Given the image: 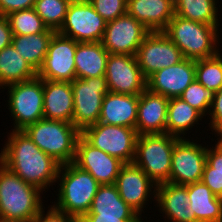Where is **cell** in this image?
<instances>
[{
    "mask_svg": "<svg viewBox=\"0 0 222 222\" xmlns=\"http://www.w3.org/2000/svg\"><path fill=\"white\" fill-rule=\"evenodd\" d=\"M73 163L89 172L100 184H115L124 163L104 151L93 147L82 136L78 138Z\"/></svg>",
    "mask_w": 222,
    "mask_h": 222,
    "instance_id": "e0dca14e",
    "label": "cell"
},
{
    "mask_svg": "<svg viewBox=\"0 0 222 222\" xmlns=\"http://www.w3.org/2000/svg\"><path fill=\"white\" fill-rule=\"evenodd\" d=\"M81 136L93 147L121 160L133 163L137 132L134 128L96 123L81 131Z\"/></svg>",
    "mask_w": 222,
    "mask_h": 222,
    "instance_id": "ba28073f",
    "label": "cell"
},
{
    "mask_svg": "<svg viewBox=\"0 0 222 222\" xmlns=\"http://www.w3.org/2000/svg\"><path fill=\"white\" fill-rule=\"evenodd\" d=\"M195 79L206 89L216 92L222 88V54L195 60Z\"/></svg>",
    "mask_w": 222,
    "mask_h": 222,
    "instance_id": "1f68e13d",
    "label": "cell"
},
{
    "mask_svg": "<svg viewBox=\"0 0 222 222\" xmlns=\"http://www.w3.org/2000/svg\"><path fill=\"white\" fill-rule=\"evenodd\" d=\"M139 95L108 92L104 95L98 123L134 128Z\"/></svg>",
    "mask_w": 222,
    "mask_h": 222,
    "instance_id": "603a6c76",
    "label": "cell"
},
{
    "mask_svg": "<svg viewBox=\"0 0 222 222\" xmlns=\"http://www.w3.org/2000/svg\"><path fill=\"white\" fill-rule=\"evenodd\" d=\"M40 150L61 165L74 161L81 131L70 122L40 119L23 130Z\"/></svg>",
    "mask_w": 222,
    "mask_h": 222,
    "instance_id": "5b68a950",
    "label": "cell"
},
{
    "mask_svg": "<svg viewBox=\"0 0 222 222\" xmlns=\"http://www.w3.org/2000/svg\"><path fill=\"white\" fill-rule=\"evenodd\" d=\"M201 181L207 185L216 196L222 198V174L203 172Z\"/></svg>",
    "mask_w": 222,
    "mask_h": 222,
    "instance_id": "ab89813d",
    "label": "cell"
},
{
    "mask_svg": "<svg viewBox=\"0 0 222 222\" xmlns=\"http://www.w3.org/2000/svg\"><path fill=\"white\" fill-rule=\"evenodd\" d=\"M190 138L179 139L175 143L171 158L170 183L187 185L202 180L207 146L197 143V139Z\"/></svg>",
    "mask_w": 222,
    "mask_h": 222,
    "instance_id": "8fae6325",
    "label": "cell"
},
{
    "mask_svg": "<svg viewBox=\"0 0 222 222\" xmlns=\"http://www.w3.org/2000/svg\"><path fill=\"white\" fill-rule=\"evenodd\" d=\"M72 0H36L35 12L41 17L44 24L56 32L61 28L67 9Z\"/></svg>",
    "mask_w": 222,
    "mask_h": 222,
    "instance_id": "d6a6232c",
    "label": "cell"
},
{
    "mask_svg": "<svg viewBox=\"0 0 222 222\" xmlns=\"http://www.w3.org/2000/svg\"><path fill=\"white\" fill-rule=\"evenodd\" d=\"M94 10L110 22L127 13V0H88Z\"/></svg>",
    "mask_w": 222,
    "mask_h": 222,
    "instance_id": "e575fe53",
    "label": "cell"
},
{
    "mask_svg": "<svg viewBox=\"0 0 222 222\" xmlns=\"http://www.w3.org/2000/svg\"><path fill=\"white\" fill-rule=\"evenodd\" d=\"M0 162L24 182L44 192L57 182L61 164L40 150L23 130L7 135Z\"/></svg>",
    "mask_w": 222,
    "mask_h": 222,
    "instance_id": "6da1fadb",
    "label": "cell"
},
{
    "mask_svg": "<svg viewBox=\"0 0 222 222\" xmlns=\"http://www.w3.org/2000/svg\"><path fill=\"white\" fill-rule=\"evenodd\" d=\"M135 57L146 79L156 71L184 59L181 50L163 31L149 32L137 49Z\"/></svg>",
    "mask_w": 222,
    "mask_h": 222,
    "instance_id": "7c38bea8",
    "label": "cell"
},
{
    "mask_svg": "<svg viewBox=\"0 0 222 222\" xmlns=\"http://www.w3.org/2000/svg\"><path fill=\"white\" fill-rule=\"evenodd\" d=\"M3 89L8 92L7 109L14 125L11 130H24L28 125L44 118L43 79L36 76L28 81L7 85Z\"/></svg>",
    "mask_w": 222,
    "mask_h": 222,
    "instance_id": "52a82bcc",
    "label": "cell"
},
{
    "mask_svg": "<svg viewBox=\"0 0 222 222\" xmlns=\"http://www.w3.org/2000/svg\"><path fill=\"white\" fill-rule=\"evenodd\" d=\"M106 23L88 0H72L57 33L77 42H101Z\"/></svg>",
    "mask_w": 222,
    "mask_h": 222,
    "instance_id": "30bf717a",
    "label": "cell"
},
{
    "mask_svg": "<svg viewBox=\"0 0 222 222\" xmlns=\"http://www.w3.org/2000/svg\"><path fill=\"white\" fill-rule=\"evenodd\" d=\"M36 0H0V16H7L11 12L30 9Z\"/></svg>",
    "mask_w": 222,
    "mask_h": 222,
    "instance_id": "f35d334b",
    "label": "cell"
},
{
    "mask_svg": "<svg viewBox=\"0 0 222 222\" xmlns=\"http://www.w3.org/2000/svg\"><path fill=\"white\" fill-rule=\"evenodd\" d=\"M12 30L6 16H0V50L11 45L12 43Z\"/></svg>",
    "mask_w": 222,
    "mask_h": 222,
    "instance_id": "b9f144b4",
    "label": "cell"
},
{
    "mask_svg": "<svg viewBox=\"0 0 222 222\" xmlns=\"http://www.w3.org/2000/svg\"><path fill=\"white\" fill-rule=\"evenodd\" d=\"M156 206L163 214L165 222H198L195 212L189 205L187 185H177L170 182L156 185ZM165 216V217H164ZM167 219V221H166Z\"/></svg>",
    "mask_w": 222,
    "mask_h": 222,
    "instance_id": "d6986e66",
    "label": "cell"
},
{
    "mask_svg": "<svg viewBox=\"0 0 222 222\" xmlns=\"http://www.w3.org/2000/svg\"><path fill=\"white\" fill-rule=\"evenodd\" d=\"M127 13L150 32L164 31L175 15L174 0H127Z\"/></svg>",
    "mask_w": 222,
    "mask_h": 222,
    "instance_id": "44dd1931",
    "label": "cell"
},
{
    "mask_svg": "<svg viewBox=\"0 0 222 222\" xmlns=\"http://www.w3.org/2000/svg\"><path fill=\"white\" fill-rule=\"evenodd\" d=\"M142 217H109L100 215H84L80 222H140Z\"/></svg>",
    "mask_w": 222,
    "mask_h": 222,
    "instance_id": "60d3db41",
    "label": "cell"
},
{
    "mask_svg": "<svg viewBox=\"0 0 222 222\" xmlns=\"http://www.w3.org/2000/svg\"><path fill=\"white\" fill-rule=\"evenodd\" d=\"M219 27L174 15L163 32L181 50L184 58L199 60L214 57L222 51L218 48L222 43Z\"/></svg>",
    "mask_w": 222,
    "mask_h": 222,
    "instance_id": "3957f363",
    "label": "cell"
},
{
    "mask_svg": "<svg viewBox=\"0 0 222 222\" xmlns=\"http://www.w3.org/2000/svg\"><path fill=\"white\" fill-rule=\"evenodd\" d=\"M204 116L181 98H171L168 103L166 133L180 139L188 138L191 130ZM189 132V133H188ZM186 136V137H185Z\"/></svg>",
    "mask_w": 222,
    "mask_h": 222,
    "instance_id": "484cf974",
    "label": "cell"
},
{
    "mask_svg": "<svg viewBox=\"0 0 222 222\" xmlns=\"http://www.w3.org/2000/svg\"><path fill=\"white\" fill-rule=\"evenodd\" d=\"M37 76V72L11 45L0 50V89L5 86L28 81Z\"/></svg>",
    "mask_w": 222,
    "mask_h": 222,
    "instance_id": "83f0119b",
    "label": "cell"
},
{
    "mask_svg": "<svg viewBox=\"0 0 222 222\" xmlns=\"http://www.w3.org/2000/svg\"><path fill=\"white\" fill-rule=\"evenodd\" d=\"M216 140L217 143L215 141V145L211 147L210 144L205 143L207 145V152L203 172L222 174V138H217Z\"/></svg>",
    "mask_w": 222,
    "mask_h": 222,
    "instance_id": "8d00e7d4",
    "label": "cell"
},
{
    "mask_svg": "<svg viewBox=\"0 0 222 222\" xmlns=\"http://www.w3.org/2000/svg\"><path fill=\"white\" fill-rule=\"evenodd\" d=\"M56 32L30 35H13L12 46L38 72L47 54L51 38Z\"/></svg>",
    "mask_w": 222,
    "mask_h": 222,
    "instance_id": "f1b7e54d",
    "label": "cell"
},
{
    "mask_svg": "<svg viewBox=\"0 0 222 222\" xmlns=\"http://www.w3.org/2000/svg\"><path fill=\"white\" fill-rule=\"evenodd\" d=\"M0 222H24V221H19V220H8V219L0 218Z\"/></svg>",
    "mask_w": 222,
    "mask_h": 222,
    "instance_id": "7bdbcfd3",
    "label": "cell"
},
{
    "mask_svg": "<svg viewBox=\"0 0 222 222\" xmlns=\"http://www.w3.org/2000/svg\"><path fill=\"white\" fill-rule=\"evenodd\" d=\"M179 139L167 133L139 135L133 163L156 185L170 182L172 152Z\"/></svg>",
    "mask_w": 222,
    "mask_h": 222,
    "instance_id": "8992f818",
    "label": "cell"
},
{
    "mask_svg": "<svg viewBox=\"0 0 222 222\" xmlns=\"http://www.w3.org/2000/svg\"><path fill=\"white\" fill-rule=\"evenodd\" d=\"M77 43L56 32L37 76L44 80L72 82L76 78L74 55Z\"/></svg>",
    "mask_w": 222,
    "mask_h": 222,
    "instance_id": "4fadbf2b",
    "label": "cell"
},
{
    "mask_svg": "<svg viewBox=\"0 0 222 222\" xmlns=\"http://www.w3.org/2000/svg\"><path fill=\"white\" fill-rule=\"evenodd\" d=\"M169 100L147 88L139 95L137 106V135L166 133Z\"/></svg>",
    "mask_w": 222,
    "mask_h": 222,
    "instance_id": "ffe728a7",
    "label": "cell"
},
{
    "mask_svg": "<svg viewBox=\"0 0 222 222\" xmlns=\"http://www.w3.org/2000/svg\"><path fill=\"white\" fill-rule=\"evenodd\" d=\"M85 215L141 217L120 197L115 184L99 185L91 207Z\"/></svg>",
    "mask_w": 222,
    "mask_h": 222,
    "instance_id": "4316f807",
    "label": "cell"
},
{
    "mask_svg": "<svg viewBox=\"0 0 222 222\" xmlns=\"http://www.w3.org/2000/svg\"><path fill=\"white\" fill-rule=\"evenodd\" d=\"M208 117L210 123L207 124H209L208 127L213 132L212 135L214 134L216 138H222V88L215 92Z\"/></svg>",
    "mask_w": 222,
    "mask_h": 222,
    "instance_id": "d590c367",
    "label": "cell"
},
{
    "mask_svg": "<svg viewBox=\"0 0 222 222\" xmlns=\"http://www.w3.org/2000/svg\"><path fill=\"white\" fill-rule=\"evenodd\" d=\"M217 3L220 2L218 0H174L175 15L203 24L220 26L222 19L221 13L218 12L222 10Z\"/></svg>",
    "mask_w": 222,
    "mask_h": 222,
    "instance_id": "f546056e",
    "label": "cell"
},
{
    "mask_svg": "<svg viewBox=\"0 0 222 222\" xmlns=\"http://www.w3.org/2000/svg\"><path fill=\"white\" fill-rule=\"evenodd\" d=\"M56 184L59 188L53 206L79 220L88 213L100 185L89 172L73 162L60 166Z\"/></svg>",
    "mask_w": 222,
    "mask_h": 222,
    "instance_id": "7a4b0ae2",
    "label": "cell"
},
{
    "mask_svg": "<svg viewBox=\"0 0 222 222\" xmlns=\"http://www.w3.org/2000/svg\"><path fill=\"white\" fill-rule=\"evenodd\" d=\"M195 80V60L184 58L179 63L156 71L146 79V88L156 94L178 98Z\"/></svg>",
    "mask_w": 222,
    "mask_h": 222,
    "instance_id": "ac0fdd59",
    "label": "cell"
},
{
    "mask_svg": "<svg viewBox=\"0 0 222 222\" xmlns=\"http://www.w3.org/2000/svg\"><path fill=\"white\" fill-rule=\"evenodd\" d=\"M105 78L109 92L140 95L146 89V78L132 55L109 53Z\"/></svg>",
    "mask_w": 222,
    "mask_h": 222,
    "instance_id": "5bb4252c",
    "label": "cell"
},
{
    "mask_svg": "<svg viewBox=\"0 0 222 222\" xmlns=\"http://www.w3.org/2000/svg\"><path fill=\"white\" fill-rule=\"evenodd\" d=\"M215 92L206 89L196 79L183 91L181 98L190 106L197 109L204 117L210 112L211 105L214 101ZM207 114V115H206Z\"/></svg>",
    "mask_w": 222,
    "mask_h": 222,
    "instance_id": "836d02e7",
    "label": "cell"
},
{
    "mask_svg": "<svg viewBox=\"0 0 222 222\" xmlns=\"http://www.w3.org/2000/svg\"><path fill=\"white\" fill-rule=\"evenodd\" d=\"M44 118L72 123L74 103L71 82L43 79Z\"/></svg>",
    "mask_w": 222,
    "mask_h": 222,
    "instance_id": "7402d4cb",
    "label": "cell"
},
{
    "mask_svg": "<svg viewBox=\"0 0 222 222\" xmlns=\"http://www.w3.org/2000/svg\"><path fill=\"white\" fill-rule=\"evenodd\" d=\"M73 90L72 124L80 131L99 121L104 95L108 93L105 76L75 78L71 82Z\"/></svg>",
    "mask_w": 222,
    "mask_h": 222,
    "instance_id": "9c48e42d",
    "label": "cell"
},
{
    "mask_svg": "<svg viewBox=\"0 0 222 222\" xmlns=\"http://www.w3.org/2000/svg\"><path fill=\"white\" fill-rule=\"evenodd\" d=\"M108 56L101 42H78L74 55L76 78L105 76Z\"/></svg>",
    "mask_w": 222,
    "mask_h": 222,
    "instance_id": "cb8c5ba5",
    "label": "cell"
},
{
    "mask_svg": "<svg viewBox=\"0 0 222 222\" xmlns=\"http://www.w3.org/2000/svg\"><path fill=\"white\" fill-rule=\"evenodd\" d=\"M149 32L141 22L125 13L106 23L101 43L110 54L135 56L137 49Z\"/></svg>",
    "mask_w": 222,
    "mask_h": 222,
    "instance_id": "9a60e30c",
    "label": "cell"
},
{
    "mask_svg": "<svg viewBox=\"0 0 222 222\" xmlns=\"http://www.w3.org/2000/svg\"><path fill=\"white\" fill-rule=\"evenodd\" d=\"M51 206V207H50ZM45 214V206L39 211L32 222H80L79 219L69 216L63 211L56 209L50 205Z\"/></svg>",
    "mask_w": 222,
    "mask_h": 222,
    "instance_id": "74e56055",
    "label": "cell"
},
{
    "mask_svg": "<svg viewBox=\"0 0 222 222\" xmlns=\"http://www.w3.org/2000/svg\"><path fill=\"white\" fill-rule=\"evenodd\" d=\"M41 195L0 162V218L32 222L44 207Z\"/></svg>",
    "mask_w": 222,
    "mask_h": 222,
    "instance_id": "277c9868",
    "label": "cell"
},
{
    "mask_svg": "<svg viewBox=\"0 0 222 222\" xmlns=\"http://www.w3.org/2000/svg\"><path fill=\"white\" fill-rule=\"evenodd\" d=\"M191 210L198 222H222V198L202 181L187 184Z\"/></svg>",
    "mask_w": 222,
    "mask_h": 222,
    "instance_id": "d4e9b609",
    "label": "cell"
},
{
    "mask_svg": "<svg viewBox=\"0 0 222 222\" xmlns=\"http://www.w3.org/2000/svg\"><path fill=\"white\" fill-rule=\"evenodd\" d=\"M13 35H30L41 32H56L49 29L34 8L11 12L6 16Z\"/></svg>",
    "mask_w": 222,
    "mask_h": 222,
    "instance_id": "4dcf8cb0",
    "label": "cell"
},
{
    "mask_svg": "<svg viewBox=\"0 0 222 222\" xmlns=\"http://www.w3.org/2000/svg\"><path fill=\"white\" fill-rule=\"evenodd\" d=\"M115 186L124 202L141 217L146 205L149 206V200L153 197L155 201L156 184L134 163H126L121 167Z\"/></svg>",
    "mask_w": 222,
    "mask_h": 222,
    "instance_id": "2e32d148",
    "label": "cell"
}]
</instances>
